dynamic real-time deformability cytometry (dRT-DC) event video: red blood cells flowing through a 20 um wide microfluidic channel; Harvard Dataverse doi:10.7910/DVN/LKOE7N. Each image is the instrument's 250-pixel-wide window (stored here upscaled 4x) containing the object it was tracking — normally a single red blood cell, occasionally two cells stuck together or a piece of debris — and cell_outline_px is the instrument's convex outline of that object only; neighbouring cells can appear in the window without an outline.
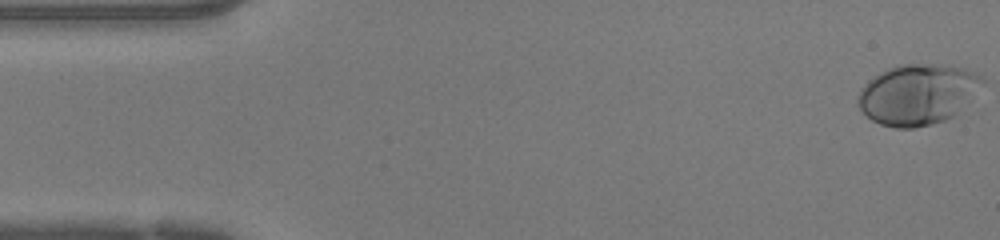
{"species": "human", "species_latin": "Homo sapiens", "temperature_condition": "warm", "stored_images_in_passage": 48, "camera_frame_rate_fps": 3000, "um_per_image_px": 0.085, "donor": {"sex": "female"}, "frame": {"image": 1, "passage_image": 1, "time_ms": 0.0, "image_size_px": [1000, 240], "cell_outline_px": [[984, 80], [956, 112], [952, 116], [944, 120], [932, 124], [912, 128], [896, 128], [880, 124], [872, 120], [856, 104], [856, 100], [860, 88], [868, 80], [880, 72], [896, 64], [940, 64], [964, 68], [984, 76]], "centroid_in_image_um": [77.92, 8.0], "position_along_channel_um": 7.1, "area_um2": 43.47}}
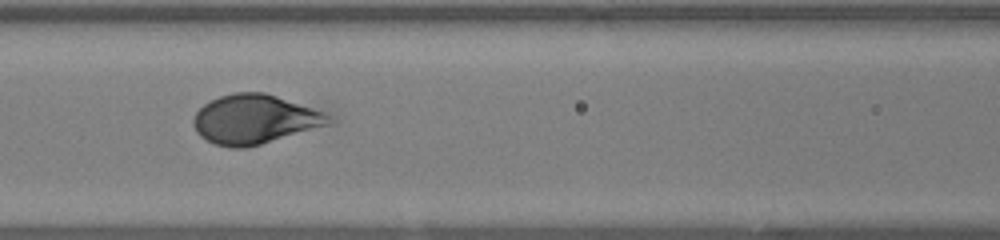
{"frame": {"image": 2, "passage_image": 20, "time_ms": 6.333, "image_size_px": [1000, 240], "cell_outline_px": [[336, 120], [332, 124], [260, 144], [244, 148], [232, 148], [216, 144], [200, 136], [196, 132], [192, 124], [192, 120], [196, 112], [204, 104], [220, 96], [232, 92], [264, 92], [324, 112], [332, 116]], "centroid_in_image_um": [21.65, 10.14], "position_along_channel_um": 144.9, "area_um2": 38.78}}
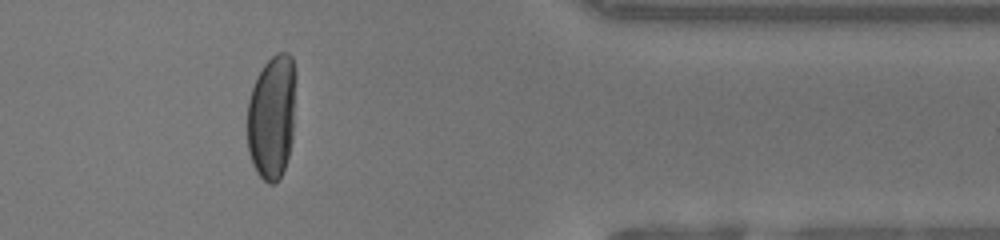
{"frame": {"image": 3, "passage_image": 39, "time_ms": 12.667, "image_size_px": [1000, 240], "cell_outline_px": [[296, 80], [292, 140], [288, 156], [284, 168], [276, 184], [268, 184], [256, 172], [252, 164], [248, 152], [248, 100], [252, 88], [264, 64], [276, 52], [288, 52], [292, 56], [296, 72]], "centroid_in_image_um": [23.13, 9.92], "position_along_channel_um": 388.3, "area_um2": 35.55}, "authors_computed_cell_mechanics": {"area_um2": 38.6393, "velocity_mm_per_s": 4.2395, "shape_relaxation_time_tau1_ms": 4.4564, "shape_relaxation_time_tau2_ms": null, "deformation_change_tau1": 0.2491, "deformation_change_tau2": null}}